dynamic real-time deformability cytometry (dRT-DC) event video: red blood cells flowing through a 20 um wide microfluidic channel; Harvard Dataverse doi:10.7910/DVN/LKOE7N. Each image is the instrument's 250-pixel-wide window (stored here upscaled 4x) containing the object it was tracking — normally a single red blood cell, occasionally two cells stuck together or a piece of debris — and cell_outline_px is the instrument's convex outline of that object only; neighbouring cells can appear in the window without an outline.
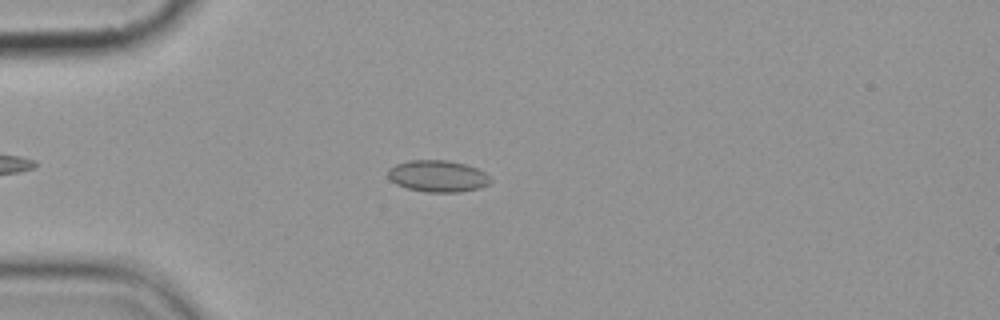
{"species": "common noctule bat (a hibernating species)", "species_latin": "Nyctalus noctula", "temperature_condition": "cold", "stored_images_in_passage": 5, "camera_frame_rate_fps": 3000, "um_per_image_px": 0.085, "animal": {"sex": "female", "body_mass_g": 19.9}, "frame": {"image": 1, "passage_image": 3, "time_ms": 2.667, "image_size_px": [1000, 320], "cell_outline_px": [[492, 180], [488, 184], [480, 188], [460, 192], [424, 192], [408, 188], [396, 184], [388, 176], [388, 168], [396, 164], [408, 160], [448, 160], [464, 164], [476, 168], [484, 172]], "centroid_in_image_um": [37.2, 14.97], "position_along_channel_um": 47.8, "area_um2": 18.9}}
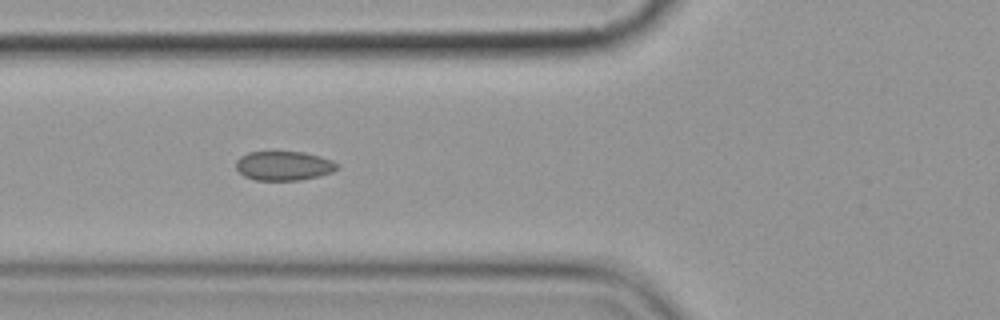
{"frame": {"image": 2, "passage_image": 5, "time_ms": 4.667, "image_size_px": [1000, 320], "cell_outline_px": [[340, 168], [332, 172], [300, 180], [256, 180], [244, 176], [236, 168], [236, 160], [240, 156], [248, 152], [272, 148], [304, 152], [320, 156], [332, 160], [340, 164]], "centroid_in_image_um": [24.1, 14.03], "position_along_channel_um": 101.7, "area_um2": 18.09}}